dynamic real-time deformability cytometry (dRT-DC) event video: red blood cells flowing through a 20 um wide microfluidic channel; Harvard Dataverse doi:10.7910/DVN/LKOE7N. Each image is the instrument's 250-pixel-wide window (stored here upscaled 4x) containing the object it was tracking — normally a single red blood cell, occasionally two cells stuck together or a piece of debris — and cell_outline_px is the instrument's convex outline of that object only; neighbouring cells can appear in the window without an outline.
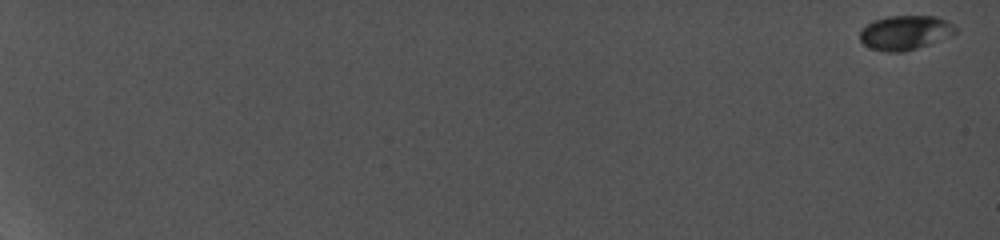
{"species": "common noctule bat (a hibernating species)", "species_latin": "Nyctalus noctula", "temperature_condition": "cold", "stored_images_in_passage": 5, "camera_frame_rate_fps": 5000, "um_per_image_px": 0.085, "animal": {"sex": "female", "body_mass_g": 19.0, "forearm_length_mm": 56.7}, "frame": {"image": 1, "passage_image": 1, "time_ms": 0.0, "image_size_px": [1000, 240], "cell_outline_px": [[956, 32], [928, 44], [904, 52], [884, 52], [872, 48], [864, 44], [860, 40], [860, 28], [872, 20], [888, 16], [936, 16], [952, 24], [956, 28]], "centroid_in_image_um": [76.86, 2.76], "position_along_channel_um": 8.1, "area_um2": 18.96}}